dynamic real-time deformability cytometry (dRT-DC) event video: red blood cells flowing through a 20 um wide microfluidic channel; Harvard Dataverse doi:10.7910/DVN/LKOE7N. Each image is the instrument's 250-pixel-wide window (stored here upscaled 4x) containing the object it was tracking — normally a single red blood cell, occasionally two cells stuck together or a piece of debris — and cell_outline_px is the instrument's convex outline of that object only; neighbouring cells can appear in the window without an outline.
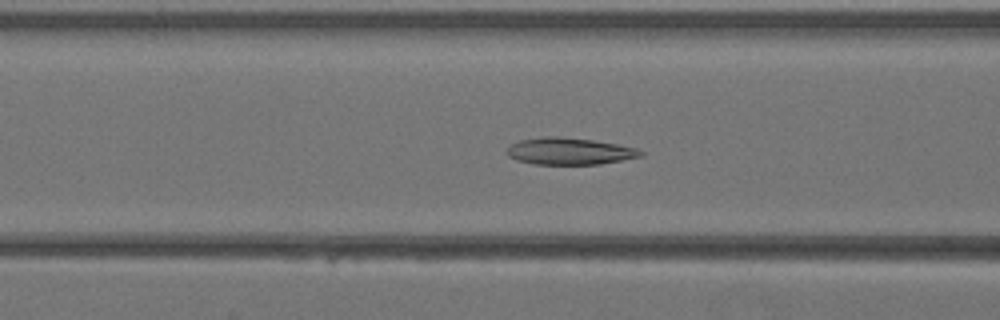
{"species": "Egyptian fruit bat (a non-hibernating species)", "species_latin": "Rousettus aegyptiacus", "temperature_condition": "warm", "stored_images_in_passage": 40, "camera_frame_rate_fps": 3000, "um_per_image_px": 0.085, "animal": {"sex": "female"}, "frame": {"image": 1, "passage_image": 16, "time_ms": 5.0, "image_size_px": [1000, 320], "cell_outline_px": [[644, 156], [600, 164], [536, 164], [516, 160], [508, 156], [504, 152], [512, 144], [520, 140], [544, 136], [556, 136], [592, 140], [616, 144], [636, 148], [644, 152]], "centroid_in_image_um": [48.39, 12.85], "position_along_channel_um": 118.2, "area_um2": 20.92}}
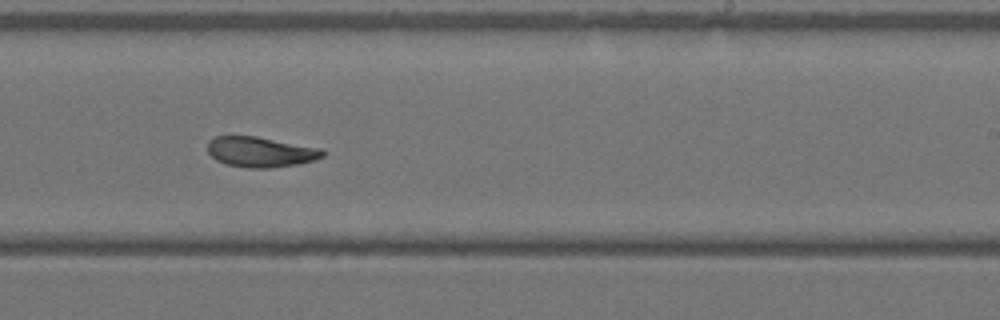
{"frame": {"image": 2, "passage_image": 25, "time_ms": 8.0, "image_size_px": [1000, 320], "cell_outline_px": [[324, 156], [312, 160], [296, 164], [268, 168], [248, 168], [228, 164], [216, 160], [208, 152], [208, 140], [216, 136], [256, 136], [324, 148]], "centroid_in_image_um": [22.16, 12.9], "position_along_channel_um": 266.8, "area_um2": 20.29}}
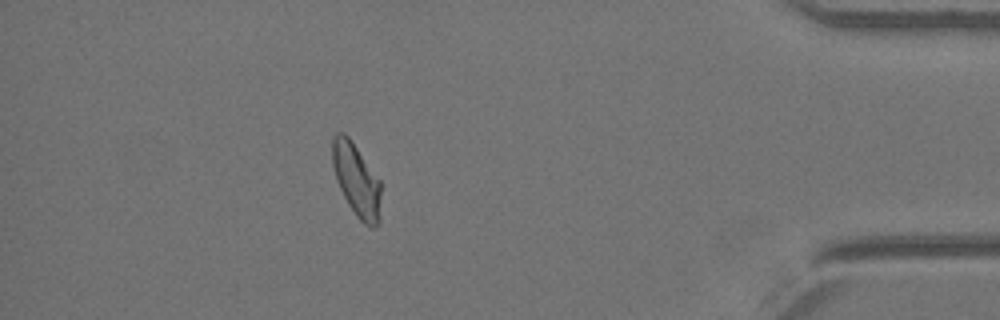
{"frame": {"image": 3, "passage_image": 36, "time_ms": 11.667, "image_size_px": [1000, 320], "cell_outline_px": [[380, 224], [372, 228], [364, 224], [356, 216], [348, 204], [336, 180], [332, 164], [332, 140], [336, 132], [344, 132], [348, 136], [380, 180]], "centroid_in_image_um": [30.3, 15.32], "position_along_channel_um": 404.9, "area_um2": 20.63}}